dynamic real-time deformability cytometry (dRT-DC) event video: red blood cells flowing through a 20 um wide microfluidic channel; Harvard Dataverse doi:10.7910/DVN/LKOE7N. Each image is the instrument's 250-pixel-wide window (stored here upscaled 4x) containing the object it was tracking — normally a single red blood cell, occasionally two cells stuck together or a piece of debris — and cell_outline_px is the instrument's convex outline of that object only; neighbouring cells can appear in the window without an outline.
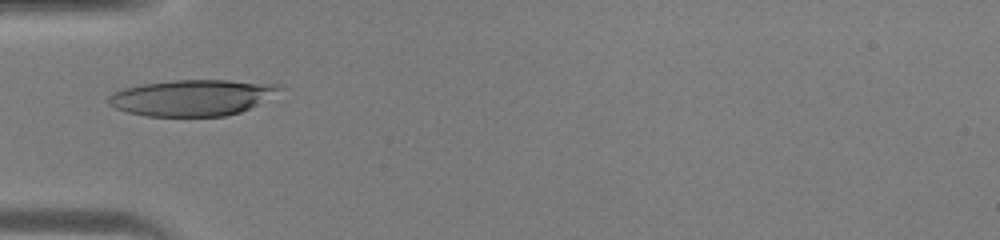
{"species": "human", "species_latin": "Homo sapiens", "temperature_condition": "warm", "stored_images_in_passage": 30, "camera_frame_rate_fps": 3000, "um_per_image_px": 0.085, "donor": {"sex": "male"}, "frame": {"image": 1, "passage_image": 1, "time_ms": 0.0, "image_size_px": [1000, 240], "cell_outline_px": [[284, 88], [256, 104], [240, 112], [224, 116], [144, 116], [128, 112], [116, 108], [108, 104], [108, 96], [112, 92], [124, 88], [140, 84], [172, 80], [228, 80], [280, 84]], "centroid_in_image_um": [16.28, 8.29], "position_along_channel_um": 68.7, "area_um2": 35.89}}
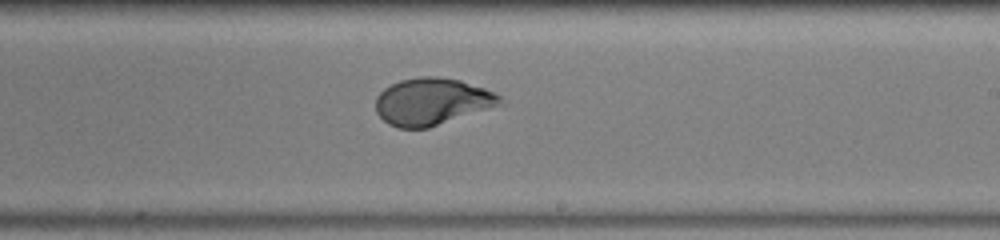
{"frame": {"image": 2, "passage_image": 13, "time_ms": 4.0, "image_size_px": [1000, 240], "cell_outline_px": [[508, 104], [428, 128], [396, 128], [388, 124], [376, 112], [376, 96], [384, 88], [400, 80], [420, 76], [436, 76], [460, 80], [484, 88], [500, 96]], "centroid_in_image_um": [36.77, 8.64], "position_along_channel_um": 252.2, "area_um2": 34.56}}
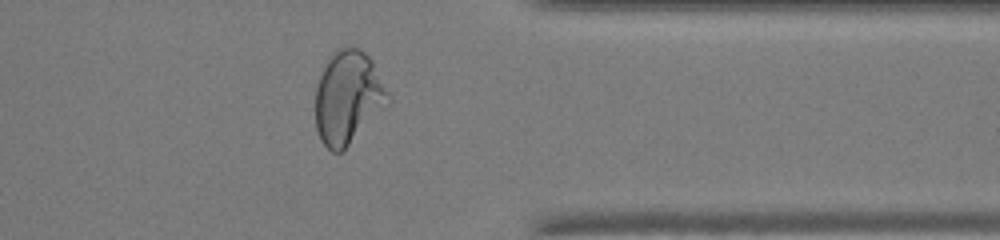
{"frame": {"image": 3, "passage_image": 22, "time_ms": 7.0, "image_size_px": [1000, 240], "cell_outline_px": [[392, 100], [340, 152], [332, 152], [320, 140], [316, 128], [316, 84], [328, 56], [332, 52], [340, 48], [360, 48], [372, 60], [392, 96]], "centroid_in_image_um": [29.58, 8.24], "position_along_channel_um": 381.8, "area_um2": 39.25}}